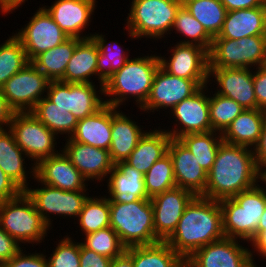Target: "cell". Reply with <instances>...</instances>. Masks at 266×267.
<instances>
[{"label":"cell","mask_w":266,"mask_h":267,"mask_svg":"<svg viewBox=\"0 0 266 267\" xmlns=\"http://www.w3.org/2000/svg\"><path fill=\"white\" fill-rule=\"evenodd\" d=\"M259 176L253 148L222 142L201 196L216 201L233 198L257 185Z\"/></svg>","instance_id":"cell-1"},{"label":"cell","mask_w":266,"mask_h":267,"mask_svg":"<svg viewBox=\"0 0 266 267\" xmlns=\"http://www.w3.org/2000/svg\"><path fill=\"white\" fill-rule=\"evenodd\" d=\"M224 237L219 201L196 195L165 242L186 260L197 249Z\"/></svg>","instance_id":"cell-2"},{"label":"cell","mask_w":266,"mask_h":267,"mask_svg":"<svg viewBox=\"0 0 266 267\" xmlns=\"http://www.w3.org/2000/svg\"><path fill=\"white\" fill-rule=\"evenodd\" d=\"M154 52L155 50L149 49L145 51L147 55L140 53V56L130 57L125 65L105 82V104L121 109L123 105L128 107V103L131 102L132 105L134 101L133 104L138 110L144 105L150 94L154 75L160 66L158 52Z\"/></svg>","instance_id":"cell-3"},{"label":"cell","mask_w":266,"mask_h":267,"mask_svg":"<svg viewBox=\"0 0 266 267\" xmlns=\"http://www.w3.org/2000/svg\"><path fill=\"white\" fill-rule=\"evenodd\" d=\"M181 5V0H131L129 13L122 24L126 25L122 34L131 38L130 41L143 38L152 42L165 40L168 44L167 40L171 39L164 38H171L175 16Z\"/></svg>","instance_id":"cell-4"},{"label":"cell","mask_w":266,"mask_h":267,"mask_svg":"<svg viewBox=\"0 0 266 267\" xmlns=\"http://www.w3.org/2000/svg\"><path fill=\"white\" fill-rule=\"evenodd\" d=\"M222 209L225 237L251 243L257 237V228L266 207V190L258 183L233 198L219 201Z\"/></svg>","instance_id":"cell-5"},{"label":"cell","mask_w":266,"mask_h":267,"mask_svg":"<svg viewBox=\"0 0 266 267\" xmlns=\"http://www.w3.org/2000/svg\"><path fill=\"white\" fill-rule=\"evenodd\" d=\"M0 225L22 247L32 244L33 249L41 247L53 233L24 191L16 198L0 202Z\"/></svg>","instance_id":"cell-6"},{"label":"cell","mask_w":266,"mask_h":267,"mask_svg":"<svg viewBox=\"0 0 266 267\" xmlns=\"http://www.w3.org/2000/svg\"><path fill=\"white\" fill-rule=\"evenodd\" d=\"M110 227L126 247L150 245L159 242L154 229V211L150 199L129 203L109 200Z\"/></svg>","instance_id":"cell-7"},{"label":"cell","mask_w":266,"mask_h":267,"mask_svg":"<svg viewBox=\"0 0 266 267\" xmlns=\"http://www.w3.org/2000/svg\"><path fill=\"white\" fill-rule=\"evenodd\" d=\"M33 182L24 192L32 200L42 219L52 231L54 227L53 222L55 219L58 221L57 218L61 217L60 219L63 218L69 221L73 219L75 221L83 209L84 203L89 195H91L89 193L93 190L66 191L43 184L36 177Z\"/></svg>","instance_id":"cell-8"},{"label":"cell","mask_w":266,"mask_h":267,"mask_svg":"<svg viewBox=\"0 0 266 267\" xmlns=\"http://www.w3.org/2000/svg\"><path fill=\"white\" fill-rule=\"evenodd\" d=\"M209 68H251L266 65V35L238 40L213 38Z\"/></svg>","instance_id":"cell-9"},{"label":"cell","mask_w":266,"mask_h":267,"mask_svg":"<svg viewBox=\"0 0 266 267\" xmlns=\"http://www.w3.org/2000/svg\"><path fill=\"white\" fill-rule=\"evenodd\" d=\"M9 129L14 134L16 144L35 166L42 159L62 151L58 145L62 139L58 140L59 137L30 112H15Z\"/></svg>","instance_id":"cell-10"},{"label":"cell","mask_w":266,"mask_h":267,"mask_svg":"<svg viewBox=\"0 0 266 267\" xmlns=\"http://www.w3.org/2000/svg\"><path fill=\"white\" fill-rule=\"evenodd\" d=\"M45 97L77 120L96 113L105 105L104 85L98 83L50 81Z\"/></svg>","instance_id":"cell-11"},{"label":"cell","mask_w":266,"mask_h":267,"mask_svg":"<svg viewBox=\"0 0 266 267\" xmlns=\"http://www.w3.org/2000/svg\"><path fill=\"white\" fill-rule=\"evenodd\" d=\"M200 88L194 80L173 76L159 66L153 78L150 94L139 109L140 116L145 113L150 118V114L154 116L158 112L160 116V112L162 111L163 115L165 111L164 117H167L178 103L191 97Z\"/></svg>","instance_id":"cell-12"},{"label":"cell","mask_w":266,"mask_h":267,"mask_svg":"<svg viewBox=\"0 0 266 267\" xmlns=\"http://www.w3.org/2000/svg\"><path fill=\"white\" fill-rule=\"evenodd\" d=\"M168 116L170 121L167 120V123H171L169 127L165 126L163 129L171 138L178 139L185 134L211 131L209 86L201 87L191 97L182 100Z\"/></svg>","instance_id":"cell-13"},{"label":"cell","mask_w":266,"mask_h":267,"mask_svg":"<svg viewBox=\"0 0 266 267\" xmlns=\"http://www.w3.org/2000/svg\"><path fill=\"white\" fill-rule=\"evenodd\" d=\"M169 45H166L168 55L158 53L160 66L173 76L194 80L200 87L208 85V51L195 44Z\"/></svg>","instance_id":"cell-14"},{"label":"cell","mask_w":266,"mask_h":267,"mask_svg":"<svg viewBox=\"0 0 266 267\" xmlns=\"http://www.w3.org/2000/svg\"><path fill=\"white\" fill-rule=\"evenodd\" d=\"M50 80L31 62L0 87L15 112H30L46 96Z\"/></svg>","instance_id":"cell-15"},{"label":"cell","mask_w":266,"mask_h":267,"mask_svg":"<svg viewBox=\"0 0 266 267\" xmlns=\"http://www.w3.org/2000/svg\"><path fill=\"white\" fill-rule=\"evenodd\" d=\"M34 12L22 28L13 32L21 41L29 62L69 38L42 5Z\"/></svg>","instance_id":"cell-16"},{"label":"cell","mask_w":266,"mask_h":267,"mask_svg":"<svg viewBox=\"0 0 266 267\" xmlns=\"http://www.w3.org/2000/svg\"><path fill=\"white\" fill-rule=\"evenodd\" d=\"M224 237L197 249L185 260V267H253L250 245Z\"/></svg>","instance_id":"cell-17"},{"label":"cell","mask_w":266,"mask_h":267,"mask_svg":"<svg viewBox=\"0 0 266 267\" xmlns=\"http://www.w3.org/2000/svg\"><path fill=\"white\" fill-rule=\"evenodd\" d=\"M98 3L97 0H55L49 6L45 3L42 6L69 38L87 39L93 35L91 28L86 31Z\"/></svg>","instance_id":"cell-18"},{"label":"cell","mask_w":266,"mask_h":267,"mask_svg":"<svg viewBox=\"0 0 266 267\" xmlns=\"http://www.w3.org/2000/svg\"><path fill=\"white\" fill-rule=\"evenodd\" d=\"M208 86L215 93L233 99L244 110L256 109L251 68H209Z\"/></svg>","instance_id":"cell-19"},{"label":"cell","mask_w":266,"mask_h":267,"mask_svg":"<svg viewBox=\"0 0 266 267\" xmlns=\"http://www.w3.org/2000/svg\"><path fill=\"white\" fill-rule=\"evenodd\" d=\"M61 142L62 151L70 159L73 166L88 180L91 185L101 187L109 172L114 167L108 150L73 141L71 138ZM64 144V145H63ZM104 182V183H103ZM93 183V184H92ZM99 183V184H98ZM102 183V184H101Z\"/></svg>","instance_id":"cell-20"},{"label":"cell","mask_w":266,"mask_h":267,"mask_svg":"<svg viewBox=\"0 0 266 267\" xmlns=\"http://www.w3.org/2000/svg\"><path fill=\"white\" fill-rule=\"evenodd\" d=\"M195 196L192 191L176 186L150 199L158 241H166L172 235L186 206Z\"/></svg>","instance_id":"cell-21"},{"label":"cell","mask_w":266,"mask_h":267,"mask_svg":"<svg viewBox=\"0 0 266 267\" xmlns=\"http://www.w3.org/2000/svg\"><path fill=\"white\" fill-rule=\"evenodd\" d=\"M35 177L43 184L66 191L96 189L88 187L92 186L91 183L73 166L63 151L42 159L36 165Z\"/></svg>","instance_id":"cell-22"},{"label":"cell","mask_w":266,"mask_h":267,"mask_svg":"<svg viewBox=\"0 0 266 267\" xmlns=\"http://www.w3.org/2000/svg\"><path fill=\"white\" fill-rule=\"evenodd\" d=\"M105 196L116 203H129L140 199H150L145 189L144 174L127 164L117 162L105 180ZM108 194V195H107Z\"/></svg>","instance_id":"cell-23"},{"label":"cell","mask_w":266,"mask_h":267,"mask_svg":"<svg viewBox=\"0 0 266 267\" xmlns=\"http://www.w3.org/2000/svg\"><path fill=\"white\" fill-rule=\"evenodd\" d=\"M174 169L176 186L202 195L207 185V171L179 140L171 138L168 150Z\"/></svg>","instance_id":"cell-24"},{"label":"cell","mask_w":266,"mask_h":267,"mask_svg":"<svg viewBox=\"0 0 266 267\" xmlns=\"http://www.w3.org/2000/svg\"><path fill=\"white\" fill-rule=\"evenodd\" d=\"M29 160L16 144L13 132L9 128L0 129V167L23 191L35 178L36 166Z\"/></svg>","instance_id":"cell-25"},{"label":"cell","mask_w":266,"mask_h":267,"mask_svg":"<svg viewBox=\"0 0 266 267\" xmlns=\"http://www.w3.org/2000/svg\"><path fill=\"white\" fill-rule=\"evenodd\" d=\"M120 108L112 106V133L109 153L114 164L125 161L136 148L138 141L145 134V126L133 119V115L125 114ZM144 129V130H143Z\"/></svg>","instance_id":"cell-26"},{"label":"cell","mask_w":266,"mask_h":267,"mask_svg":"<svg viewBox=\"0 0 266 267\" xmlns=\"http://www.w3.org/2000/svg\"><path fill=\"white\" fill-rule=\"evenodd\" d=\"M266 35V3L263 6L227 11L218 36L238 40L243 37Z\"/></svg>","instance_id":"cell-27"},{"label":"cell","mask_w":266,"mask_h":267,"mask_svg":"<svg viewBox=\"0 0 266 267\" xmlns=\"http://www.w3.org/2000/svg\"><path fill=\"white\" fill-rule=\"evenodd\" d=\"M112 133V106L105 104L96 113L78 120L73 141L109 150Z\"/></svg>","instance_id":"cell-28"},{"label":"cell","mask_w":266,"mask_h":267,"mask_svg":"<svg viewBox=\"0 0 266 267\" xmlns=\"http://www.w3.org/2000/svg\"><path fill=\"white\" fill-rule=\"evenodd\" d=\"M163 126H153L147 128L145 134L140 138L136 148L130 154V156L125 160L127 164L134 167L141 173L145 174L151 166L159 160L162 156L167 153L168 145L171 140V136L162 127Z\"/></svg>","instance_id":"cell-29"},{"label":"cell","mask_w":266,"mask_h":267,"mask_svg":"<svg viewBox=\"0 0 266 267\" xmlns=\"http://www.w3.org/2000/svg\"><path fill=\"white\" fill-rule=\"evenodd\" d=\"M99 48L92 37L78 39L65 74L60 81L67 83H94L97 81V59ZM94 81V82H93Z\"/></svg>","instance_id":"cell-30"},{"label":"cell","mask_w":266,"mask_h":267,"mask_svg":"<svg viewBox=\"0 0 266 267\" xmlns=\"http://www.w3.org/2000/svg\"><path fill=\"white\" fill-rule=\"evenodd\" d=\"M265 119V110L258 108L244 110L222 133L223 142L254 148L261 136Z\"/></svg>","instance_id":"cell-31"},{"label":"cell","mask_w":266,"mask_h":267,"mask_svg":"<svg viewBox=\"0 0 266 267\" xmlns=\"http://www.w3.org/2000/svg\"><path fill=\"white\" fill-rule=\"evenodd\" d=\"M98 32V33H97ZM93 32L92 38L99 48V55L97 59V80L99 85H104L105 82L130 58L129 47L125 48L120 44V40L107 41L106 33ZM122 46V47H121ZM125 48V49H124Z\"/></svg>","instance_id":"cell-32"},{"label":"cell","mask_w":266,"mask_h":267,"mask_svg":"<svg viewBox=\"0 0 266 267\" xmlns=\"http://www.w3.org/2000/svg\"><path fill=\"white\" fill-rule=\"evenodd\" d=\"M77 45L78 38H68L62 44L37 55L31 63L50 81H60Z\"/></svg>","instance_id":"cell-33"},{"label":"cell","mask_w":266,"mask_h":267,"mask_svg":"<svg viewBox=\"0 0 266 267\" xmlns=\"http://www.w3.org/2000/svg\"><path fill=\"white\" fill-rule=\"evenodd\" d=\"M134 267H185V260L165 241L132 246Z\"/></svg>","instance_id":"cell-34"},{"label":"cell","mask_w":266,"mask_h":267,"mask_svg":"<svg viewBox=\"0 0 266 267\" xmlns=\"http://www.w3.org/2000/svg\"><path fill=\"white\" fill-rule=\"evenodd\" d=\"M38 120L62 139L70 138L75 132L78 120L70 112L56 106L46 97L30 111ZM63 135V136H61Z\"/></svg>","instance_id":"cell-35"},{"label":"cell","mask_w":266,"mask_h":267,"mask_svg":"<svg viewBox=\"0 0 266 267\" xmlns=\"http://www.w3.org/2000/svg\"><path fill=\"white\" fill-rule=\"evenodd\" d=\"M92 192L93 195H90L84 203L77 221H73V224H79L76 227L81 231L80 236L110 227L109 199L104 193L94 195L96 191Z\"/></svg>","instance_id":"cell-36"},{"label":"cell","mask_w":266,"mask_h":267,"mask_svg":"<svg viewBox=\"0 0 266 267\" xmlns=\"http://www.w3.org/2000/svg\"><path fill=\"white\" fill-rule=\"evenodd\" d=\"M171 31V34L175 33L174 35L180 38V40L176 39V43L195 44L205 48L208 52L211 49L213 37L183 4L177 10Z\"/></svg>","instance_id":"cell-37"},{"label":"cell","mask_w":266,"mask_h":267,"mask_svg":"<svg viewBox=\"0 0 266 267\" xmlns=\"http://www.w3.org/2000/svg\"><path fill=\"white\" fill-rule=\"evenodd\" d=\"M178 139L196 157L199 165L207 172L211 169L219 146L223 142L222 133L217 131L185 134Z\"/></svg>","instance_id":"cell-38"},{"label":"cell","mask_w":266,"mask_h":267,"mask_svg":"<svg viewBox=\"0 0 266 267\" xmlns=\"http://www.w3.org/2000/svg\"><path fill=\"white\" fill-rule=\"evenodd\" d=\"M182 4L212 37L218 36L227 14L220 0H185Z\"/></svg>","instance_id":"cell-39"},{"label":"cell","mask_w":266,"mask_h":267,"mask_svg":"<svg viewBox=\"0 0 266 267\" xmlns=\"http://www.w3.org/2000/svg\"><path fill=\"white\" fill-rule=\"evenodd\" d=\"M11 36L0 44V87L29 63L21 41L11 32Z\"/></svg>","instance_id":"cell-40"},{"label":"cell","mask_w":266,"mask_h":267,"mask_svg":"<svg viewBox=\"0 0 266 267\" xmlns=\"http://www.w3.org/2000/svg\"><path fill=\"white\" fill-rule=\"evenodd\" d=\"M144 183L150 199L176 187L173 162L168 152L144 174Z\"/></svg>","instance_id":"cell-41"},{"label":"cell","mask_w":266,"mask_h":267,"mask_svg":"<svg viewBox=\"0 0 266 267\" xmlns=\"http://www.w3.org/2000/svg\"><path fill=\"white\" fill-rule=\"evenodd\" d=\"M209 88L211 131L223 133L244 109L233 99L221 96Z\"/></svg>","instance_id":"cell-42"},{"label":"cell","mask_w":266,"mask_h":267,"mask_svg":"<svg viewBox=\"0 0 266 267\" xmlns=\"http://www.w3.org/2000/svg\"><path fill=\"white\" fill-rule=\"evenodd\" d=\"M80 242L85 248L111 259L120 256L126 250L112 227L85 234Z\"/></svg>","instance_id":"cell-43"},{"label":"cell","mask_w":266,"mask_h":267,"mask_svg":"<svg viewBox=\"0 0 266 267\" xmlns=\"http://www.w3.org/2000/svg\"><path fill=\"white\" fill-rule=\"evenodd\" d=\"M78 234L75 237L72 233L71 236L66 233L64 236L61 235L59 240L56 238V242L53 240L56 246L54 245L50 254H46L44 248L48 267H80V240H76Z\"/></svg>","instance_id":"cell-44"},{"label":"cell","mask_w":266,"mask_h":267,"mask_svg":"<svg viewBox=\"0 0 266 267\" xmlns=\"http://www.w3.org/2000/svg\"><path fill=\"white\" fill-rule=\"evenodd\" d=\"M26 247H23L14 257L4 263L1 267H48V262L44 251L34 249L30 253L27 252Z\"/></svg>","instance_id":"cell-45"},{"label":"cell","mask_w":266,"mask_h":267,"mask_svg":"<svg viewBox=\"0 0 266 267\" xmlns=\"http://www.w3.org/2000/svg\"><path fill=\"white\" fill-rule=\"evenodd\" d=\"M256 108L266 111V65L253 69Z\"/></svg>","instance_id":"cell-46"},{"label":"cell","mask_w":266,"mask_h":267,"mask_svg":"<svg viewBox=\"0 0 266 267\" xmlns=\"http://www.w3.org/2000/svg\"><path fill=\"white\" fill-rule=\"evenodd\" d=\"M22 248L0 225V267L14 257Z\"/></svg>","instance_id":"cell-47"},{"label":"cell","mask_w":266,"mask_h":267,"mask_svg":"<svg viewBox=\"0 0 266 267\" xmlns=\"http://www.w3.org/2000/svg\"><path fill=\"white\" fill-rule=\"evenodd\" d=\"M111 260L85 248L80 242V267H110Z\"/></svg>","instance_id":"cell-48"},{"label":"cell","mask_w":266,"mask_h":267,"mask_svg":"<svg viewBox=\"0 0 266 267\" xmlns=\"http://www.w3.org/2000/svg\"><path fill=\"white\" fill-rule=\"evenodd\" d=\"M23 190L0 167V202L18 197Z\"/></svg>","instance_id":"cell-49"},{"label":"cell","mask_w":266,"mask_h":267,"mask_svg":"<svg viewBox=\"0 0 266 267\" xmlns=\"http://www.w3.org/2000/svg\"><path fill=\"white\" fill-rule=\"evenodd\" d=\"M256 161V168L259 175L266 170V119L264 121L261 136L258 143L253 148Z\"/></svg>","instance_id":"cell-50"},{"label":"cell","mask_w":266,"mask_h":267,"mask_svg":"<svg viewBox=\"0 0 266 267\" xmlns=\"http://www.w3.org/2000/svg\"><path fill=\"white\" fill-rule=\"evenodd\" d=\"M250 251L253 260V267H262L258 266L255 262L256 259L260 260L263 259V262H266V231L261 232L250 244ZM257 256V258H256ZM260 258V259H259Z\"/></svg>","instance_id":"cell-51"},{"label":"cell","mask_w":266,"mask_h":267,"mask_svg":"<svg viewBox=\"0 0 266 267\" xmlns=\"http://www.w3.org/2000/svg\"><path fill=\"white\" fill-rule=\"evenodd\" d=\"M227 11L250 9L263 6L266 0H220Z\"/></svg>","instance_id":"cell-52"},{"label":"cell","mask_w":266,"mask_h":267,"mask_svg":"<svg viewBox=\"0 0 266 267\" xmlns=\"http://www.w3.org/2000/svg\"><path fill=\"white\" fill-rule=\"evenodd\" d=\"M14 113L0 89V129L9 128Z\"/></svg>","instance_id":"cell-53"},{"label":"cell","mask_w":266,"mask_h":267,"mask_svg":"<svg viewBox=\"0 0 266 267\" xmlns=\"http://www.w3.org/2000/svg\"><path fill=\"white\" fill-rule=\"evenodd\" d=\"M28 2V0H0V15L2 14L3 16H8V14L10 15L13 14V12H17L15 10H17L20 6V8L22 9V5Z\"/></svg>","instance_id":"cell-54"},{"label":"cell","mask_w":266,"mask_h":267,"mask_svg":"<svg viewBox=\"0 0 266 267\" xmlns=\"http://www.w3.org/2000/svg\"><path fill=\"white\" fill-rule=\"evenodd\" d=\"M110 267H134L132 260V246L126 248L120 256L113 258L110 262Z\"/></svg>","instance_id":"cell-55"},{"label":"cell","mask_w":266,"mask_h":267,"mask_svg":"<svg viewBox=\"0 0 266 267\" xmlns=\"http://www.w3.org/2000/svg\"><path fill=\"white\" fill-rule=\"evenodd\" d=\"M263 231H266V207L264 209V212L261 218L259 219V226L257 228V236Z\"/></svg>","instance_id":"cell-56"},{"label":"cell","mask_w":266,"mask_h":267,"mask_svg":"<svg viewBox=\"0 0 266 267\" xmlns=\"http://www.w3.org/2000/svg\"><path fill=\"white\" fill-rule=\"evenodd\" d=\"M259 183L265 188L266 190V170L263 171L259 176Z\"/></svg>","instance_id":"cell-57"}]
</instances>
